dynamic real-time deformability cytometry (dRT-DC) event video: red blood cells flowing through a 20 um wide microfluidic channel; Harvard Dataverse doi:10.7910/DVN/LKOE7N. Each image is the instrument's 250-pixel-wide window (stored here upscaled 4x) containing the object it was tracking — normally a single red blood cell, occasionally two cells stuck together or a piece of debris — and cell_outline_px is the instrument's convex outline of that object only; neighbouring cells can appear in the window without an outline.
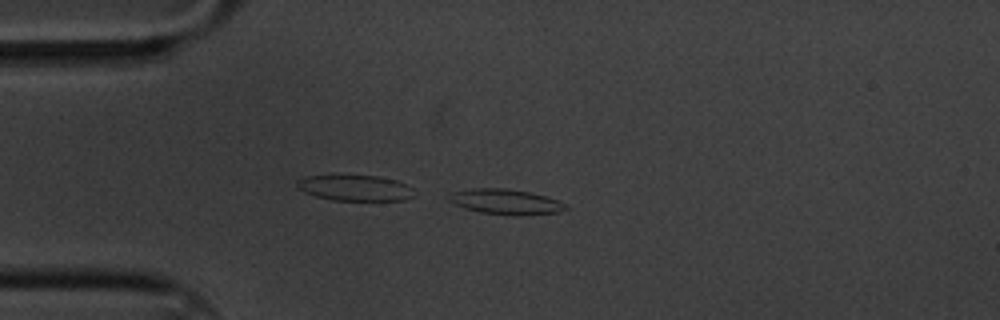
{"species": "common noctule bat (a hibernating species)", "species_latin": "Nyctalus noctula", "temperature_condition": "cold", "stored_images_in_passage": 14, "camera_frame_rate_fps": 3000, "um_per_image_px": 0.085, "animal": {"sex": "male", "body_mass_g": 20.1, "forearm_length_mm": 53.5}, "frame": {"image": 1, "passage_image": 14, "time_ms": 4.333, "image_size_px": [1000, 320], "cell_outline_px": [[568, 208], [556, 212], [480, 212], [464, 208], [452, 204], [448, 200], [448, 192], [476, 188], [504, 188], [532, 192], [556, 200], [564, 204]], "centroid_in_image_um": [42.82, 17.07], "position_along_channel_um": 42.2, "area_um2": 16.07}}